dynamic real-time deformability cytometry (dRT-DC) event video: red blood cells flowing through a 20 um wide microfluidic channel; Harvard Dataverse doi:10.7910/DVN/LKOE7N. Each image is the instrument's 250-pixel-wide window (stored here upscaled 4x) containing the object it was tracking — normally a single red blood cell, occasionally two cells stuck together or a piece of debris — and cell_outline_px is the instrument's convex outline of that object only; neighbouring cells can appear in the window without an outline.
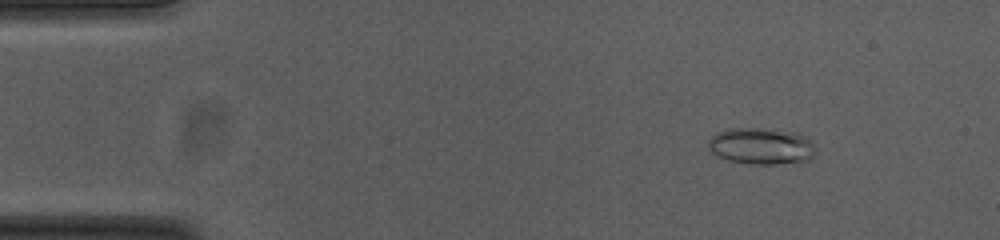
{"species": "common noctule bat (a hibernating species)", "species_latin": "Nyctalus noctula", "temperature_condition": "cold", "stored_images_in_passage": 54, "camera_frame_rate_fps": 3000, "um_per_image_px": 0.085, "animal": {"sex": "female", "body_mass_g": 23.0, "forearm_length_mm": 53.4}, "frame": {"image": 1, "passage_image": 7, "time_ms": 2.0, "image_size_px": [1000, 240], "cell_outline_px": [[816, 152], [808, 160], [800, 164], [752, 164], [728, 160], [716, 156], [708, 148], [708, 140], [716, 132], [728, 128], [756, 128], [792, 132], [804, 136], [812, 144]], "centroid_in_image_um": [64.68, 12.44], "position_along_channel_um": 20.3, "area_um2": 23.0}}
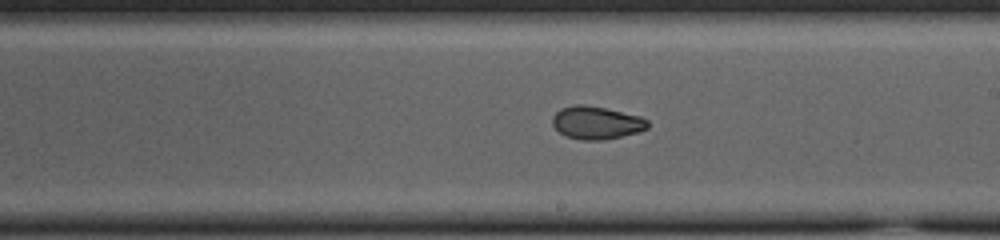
{"frame": {"image": 2, "passage_image": 31, "time_ms": 10.0, "image_size_px": [1000, 240], "cell_outline_px": [[648, 128], [640, 132], [604, 140], [580, 140], [564, 136], [552, 124], [552, 116], [560, 108], [576, 104], [584, 104], [604, 108], [640, 116], [648, 120]], "centroid_in_image_um": [50.68, 10.44], "position_along_channel_um": 238.3, "area_um2": 18.38}}
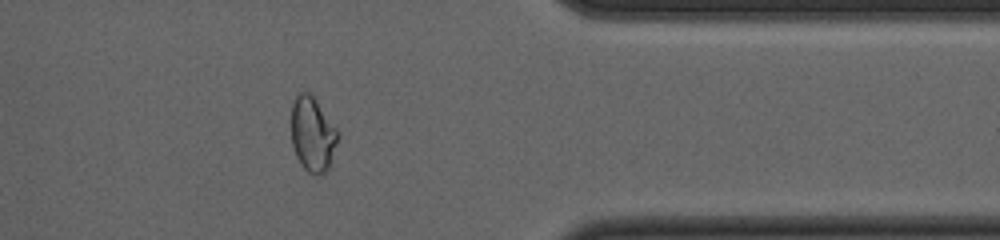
{"frame": {"image": 3, "passage_image": 44, "time_ms": 14.333, "image_size_px": [1000, 240], "cell_outline_px": [[340, 136], [328, 168], [324, 172], [316, 176], [312, 176], [300, 164], [296, 156], [292, 144], [292, 104], [296, 96], [300, 92], [308, 92], [316, 100], [336, 128]], "centroid_in_image_um": [26.57, 11.44], "position_along_channel_um": 384.8, "area_um2": 20.17}, "authors_computed_cell_mechanics": {"area_um2": 19.652, "velocity_mm_per_s": 3.7544, "shape_relaxation_time_tau1_ms": null, "shape_relaxation_time_tau2_ms": 1.6273, "deformation_change_tau1": null, "deformation_change_tau2": 0.0559}}